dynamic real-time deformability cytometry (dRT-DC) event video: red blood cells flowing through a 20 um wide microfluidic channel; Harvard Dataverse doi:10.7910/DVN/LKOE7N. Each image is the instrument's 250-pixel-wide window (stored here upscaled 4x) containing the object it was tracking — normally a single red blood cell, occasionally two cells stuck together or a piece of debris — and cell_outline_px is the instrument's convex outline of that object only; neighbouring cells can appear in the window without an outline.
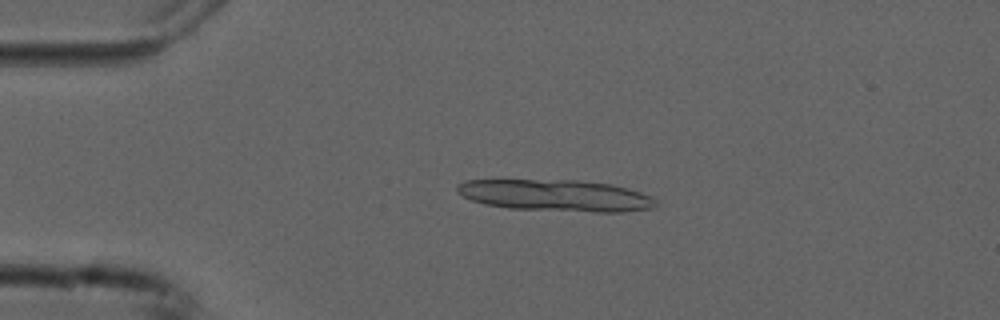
{"species": "common noctule bat (a hibernating species)", "species_latin": "Nyctalus noctula", "temperature_condition": "cold", "stored_images_in_passage": 52, "segment_of_instrument_passage": [1, 2], "camera_frame_rate_fps": 3000, "um_per_image_px": 0.085, "animal": {"sex": "male", "forearm_length_mm": 52.5}, "frame": {"image": 1, "passage_image": 12, "time_ms": 3.667, "image_size_px": [1000, 320], "cell_outline_px": [[648, 208], [620, 212], [600, 212], [512, 208], [488, 204], [472, 200], [464, 196], [456, 188], [460, 184], [468, 180], [532, 180], [608, 184], [624, 188], [648, 196]], "centroid_in_image_um": [47.08, 16.62], "position_along_channel_um": 37.9, "area_um2": 34.39}}